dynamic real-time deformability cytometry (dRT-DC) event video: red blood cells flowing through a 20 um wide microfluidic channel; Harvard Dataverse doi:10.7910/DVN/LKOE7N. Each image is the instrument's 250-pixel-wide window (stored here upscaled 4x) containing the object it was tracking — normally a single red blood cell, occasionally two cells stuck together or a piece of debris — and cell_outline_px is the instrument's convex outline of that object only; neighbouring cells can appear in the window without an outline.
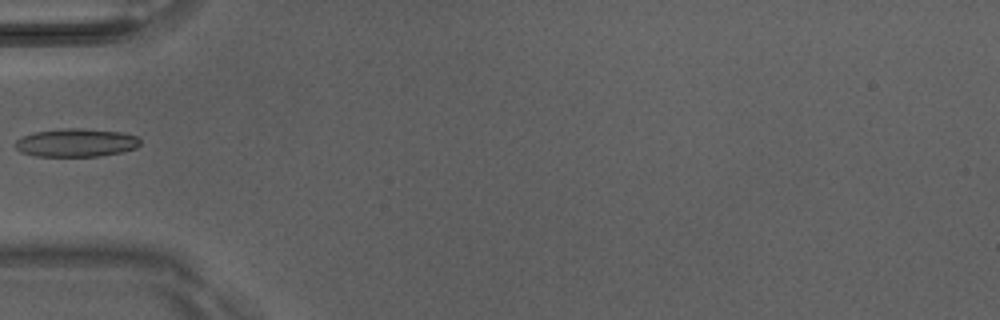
{"species": "Egyptian fruit bat (a non-hibernating species)", "species_latin": "Rousettus aegyptiacus", "temperature_condition": "room temperature", "stored_images_in_passage": 6, "camera_frame_rate_fps": 3000, "um_per_image_px": 0.085, "animal": {"sex": "male"}, "frame": {"image": 1, "passage_image": 5, "time_ms": 1.333, "image_size_px": [1000, 320], "cell_outline_px": [[140, 144], [136, 148], [120, 152], [100, 156], [36, 156], [20, 152], [12, 144], [16, 140], [24, 136], [36, 132], [68, 128], [80, 128], [120, 132], [136, 136], [140, 140]], "centroid_in_image_um": [6.45, 12.14], "position_along_channel_um": 78.6, "area_um2": 20.4}}